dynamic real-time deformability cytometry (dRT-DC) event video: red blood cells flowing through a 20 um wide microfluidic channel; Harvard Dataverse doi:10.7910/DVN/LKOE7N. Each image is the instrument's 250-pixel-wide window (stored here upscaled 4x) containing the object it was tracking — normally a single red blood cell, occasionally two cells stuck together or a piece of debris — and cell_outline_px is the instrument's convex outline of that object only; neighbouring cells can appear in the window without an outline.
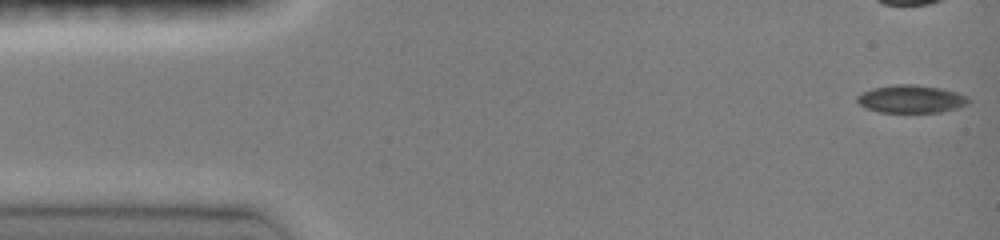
{"species": "common noctule bat (a hibernating species)", "species_latin": "Nyctalus noctula", "temperature_condition": "room temperature", "stored_images_in_passage": 46, "camera_frame_rate_fps": 3000, "um_per_image_px": 0.085, "animal": {"sex": "female", "body_mass_g": 19.0, "forearm_length_mm": 51.5}, "frame": {"image": 1, "passage_image": 1, "time_ms": 0.0, "image_size_px": [1000, 240], "cell_outline_px": [[972, 100], [968, 104], [960, 108], [940, 112], [880, 112], [868, 108], [860, 104], [856, 100], [856, 96], [872, 88], [896, 84], [916, 84], [940, 88], [956, 92], [968, 96]], "centroid_in_image_um": [77.5, 8.41], "position_along_channel_um": 7.5, "area_um2": 18.15}}
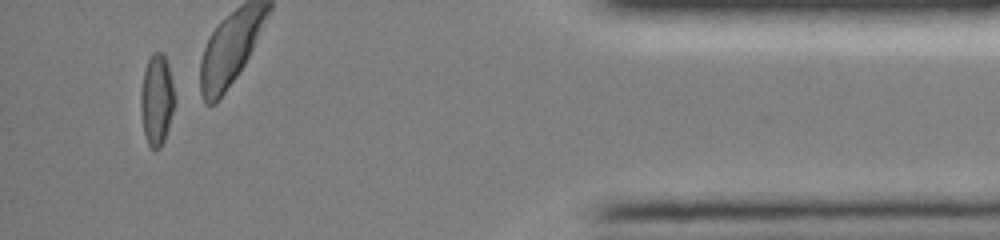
{"frame": {"image": 2, "passage_image": 43, "time_ms": 14.0, "image_size_px": [1000, 240], "cell_outline_px": [[176, 100], [168, 128], [164, 140], [160, 148], [152, 148], [148, 144], [144, 132], [140, 108], [140, 92], [144, 72], [148, 60], [152, 52], [164, 52], [168, 64]], "centroid_in_image_um": [13.32, 8.45], "position_along_channel_um": 421.9, "area_um2": 18.03}, "authors_computed_cell_mechanics": {"area_um2": 18.1781, "velocity_mm_per_s": 4.1376, "shape_relaxation_time_tau1_ms": 9.5474, "shape_relaxation_time_tau2_ms": 1.8115, "deformation_change_tau1": 0.2232, "deformation_change_tau2": 0.044}}